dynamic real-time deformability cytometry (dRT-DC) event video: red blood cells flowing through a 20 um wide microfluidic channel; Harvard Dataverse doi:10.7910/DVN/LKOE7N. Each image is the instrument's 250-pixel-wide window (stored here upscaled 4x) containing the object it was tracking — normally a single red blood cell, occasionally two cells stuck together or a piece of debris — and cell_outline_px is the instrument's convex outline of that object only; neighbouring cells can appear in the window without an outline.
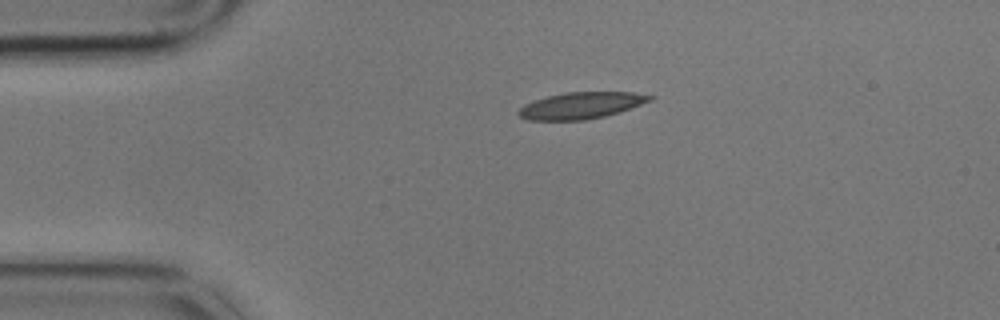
{"species": "common noctule bat (a hibernating species)", "species_latin": "Nyctalus noctula", "temperature_condition": "cold", "stored_images_in_passage": 2, "camera_frame_rate_fps": 3000, "um_per_image_px": 0.085, "animal": {"sex": "male", "body_mass_g": 17.9}, "frame": {"image": 1, "passage_image": 1, "time_ms": 0.0, "image_size_px": [1000, 320], "cell_outline_px": [[656, 96], [652, 100], [604, 116], [584, 120], [528, 120], [520, 116], [516, 112], [524, 104], [548, 96], [564, 92], [632, 92]], "centroid_in_image_um": [49.37, 8.96], "position_along_channel_um": 35.6, "area_um2": 20.06}}